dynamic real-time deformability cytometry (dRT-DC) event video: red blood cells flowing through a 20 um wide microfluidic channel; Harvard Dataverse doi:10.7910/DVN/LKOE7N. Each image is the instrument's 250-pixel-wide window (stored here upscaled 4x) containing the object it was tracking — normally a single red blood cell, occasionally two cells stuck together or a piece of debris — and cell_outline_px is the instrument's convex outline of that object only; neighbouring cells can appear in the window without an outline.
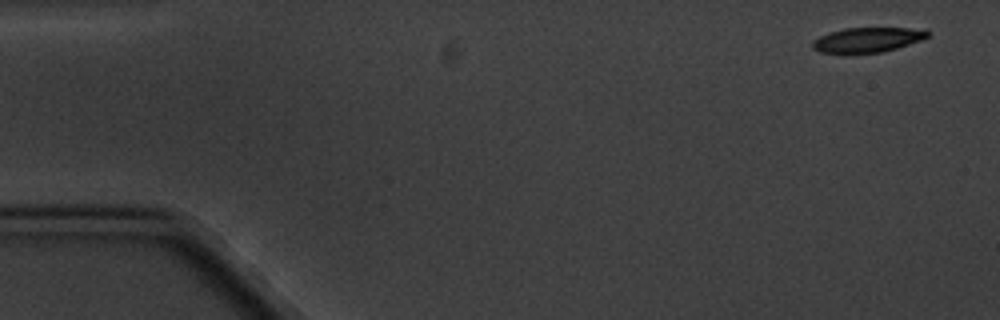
{"species": "common noctule bat (a hibernating species)", "species_latin": "Nyctalus noctula", "temperature_condition": "cold", "stored_images_in_passage": 6, "camera_frame_rate_fps": 3000, "um_per_image_px": 0.085, "animal": {"sex": "male", "body_mass_g": 20.1, "forearm_length_mm": 53.5}, "frame": {"image": 1, "passage_image": 1, "time_ms": 0.0, "image_size_px": [1000, 320], "cell_outline_px": [[928, 36], [920, 40], [884, 52], [844, 56], [820, 52], [812, 48], [812, 40], [828, 32], [844, 28], [928, 28]], "centroid_in_image_um": [73.66, 3.42], "position_along_channel_um": 11.3, "area_um2": 17.4}}
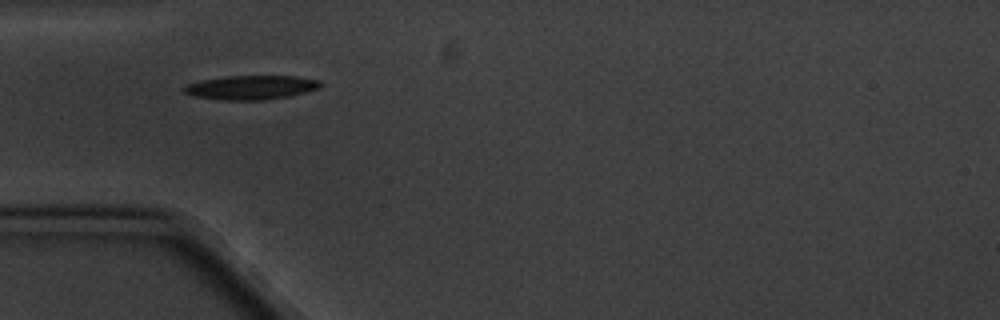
{"frame": {"image": 2, "passage_image": 5, "time_ms": 5.0, "image_size_px": [1000, 320], "cell_outline_px": [[324, 84], [320, 88], [288, 96], [268, 100], [220, 100], [192, 96], [184, 92], [184, 88], [188, 84], [200, 80], [224, 76], [296, 76], [320, 80]], "centroid_in_image_um": [21.36, 7.43], "position_along_channel_um": 63.6, "area_um2": 19.31}}